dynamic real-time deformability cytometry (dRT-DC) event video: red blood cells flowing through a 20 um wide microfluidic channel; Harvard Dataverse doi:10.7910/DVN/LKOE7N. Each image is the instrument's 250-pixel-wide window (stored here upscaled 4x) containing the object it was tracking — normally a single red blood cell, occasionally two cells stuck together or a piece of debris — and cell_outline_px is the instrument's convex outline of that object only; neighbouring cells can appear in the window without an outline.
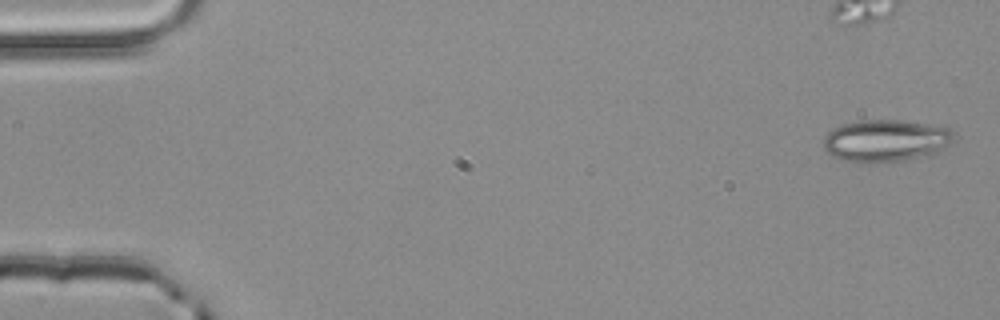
{"species": "common noctule bat (a hibernating species)", "species_latin": "Nyctalus noctula", "temperature_condition": "room temperature", "stored_images_in_passage": 3, "camera_frame_rate_fps": 3000, "um_per_image_px": 0.085, "animal": {"sex": "male", "body_mass_g": 20.4}, "frame": {"image": 1, "passage_image": 1, "time_ms": 0.0, "image_size_px": [1000, 320], "cell_outline_px": [[956, 132], [952, 144], [936, 152], [900, 160], [848, 160], [832, 156], [824, 148], [824, 136], [832, 128], [844, 124], [860, 120], [904, 120], [952, 128]], "centroid_in_image_um": [75.34, 11.89], "position_along_channel_um": 9.7, "area_um2": 31.27}}